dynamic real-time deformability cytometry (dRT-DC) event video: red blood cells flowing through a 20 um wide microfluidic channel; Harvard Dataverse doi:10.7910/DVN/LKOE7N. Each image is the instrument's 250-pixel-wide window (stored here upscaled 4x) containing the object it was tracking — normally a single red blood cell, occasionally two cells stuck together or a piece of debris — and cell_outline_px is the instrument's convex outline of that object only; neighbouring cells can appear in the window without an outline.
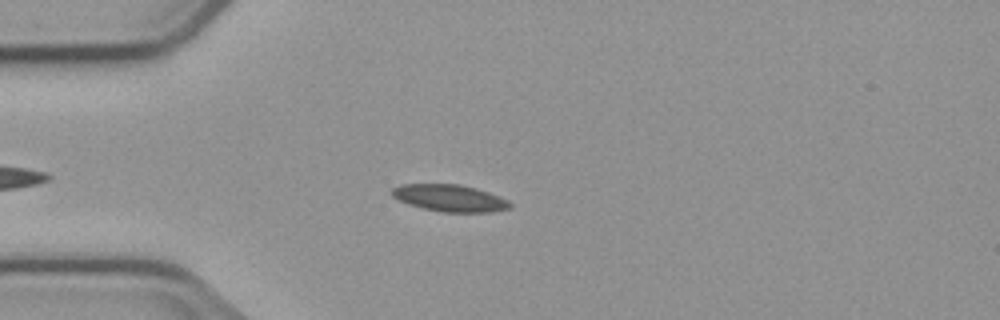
{"species": "common noctule bat (a hibernating species)", "species_latin": "Nyctalus noctula", "temperature_condition": "cold", "stored_images_in_passage": 4, "camera_frame_rate_fps": 3000, "um_per_image_px": 0.085, "animal": {"sex": "male", "body_mass_g": 23.1, "forearm_length_mm": 52.7}, "frame": {"image": 1, "passage_image": 4, "time_ms": 4.333, "image_size_px": [1000, 320], "cell_outline_px": [[512, 208], [492, 212], [440, 212], [408, 204], [392, 196], [392, 188], [400, 184], [460, 184], [476, 188], [488, 192], [508, 200], [512, 204]], "centroid_in_image_um": [38.25, 16.84], "position_along_channel_um": 46.7, "area_um2": 18.55}}